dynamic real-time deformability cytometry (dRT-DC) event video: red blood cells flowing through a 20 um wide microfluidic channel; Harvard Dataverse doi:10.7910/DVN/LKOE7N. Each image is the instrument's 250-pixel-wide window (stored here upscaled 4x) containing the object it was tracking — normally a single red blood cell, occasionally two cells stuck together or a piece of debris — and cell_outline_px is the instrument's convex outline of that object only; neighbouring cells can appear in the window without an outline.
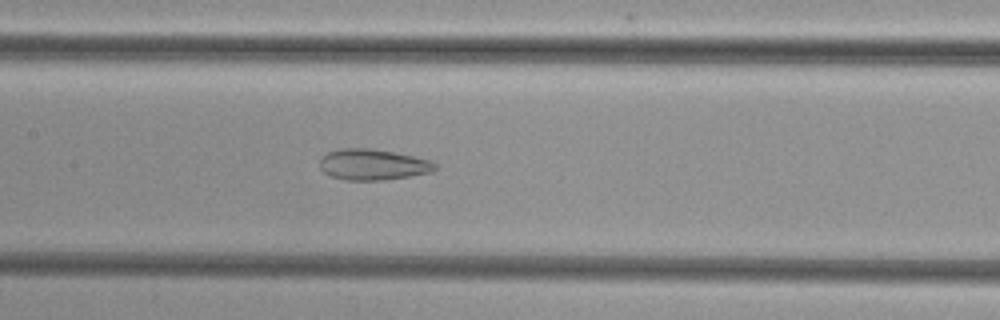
{"species": "common noctule bat (a hibernating species)", "species_latin": "Nyctalus noctula", "temperature_condition": "cold", "stored_images_in_passage": 52, "camera_frame_rate_fps": 3000, "um_per_image_px": 0.085, "animal": {"sex": "female", "body_mass_g": 29.2, "forearm_length_mm": 56.3}, "frame": {"image": 1, "passage_image": 25, "time_ms": 8.0, "image_size_px": [1000, 320], "cell_outline_px": [[436, 168], [432, 172], [384, 180], [344, 180], [332, 176], [324, 172], [320, 168], [320, 156], [328, 152], [340, 148], [372, 148], [432, 160], [436, 164]], "centroid_in_image_um": [31.67, 13.98], "position_along_channel_um": 175.7, "area_um2": 20.81}}
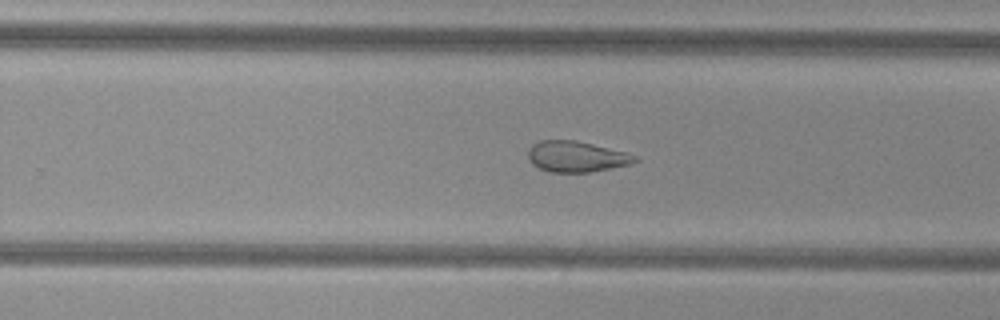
{"frame": {"image": 2, "passage_image": 33, "time_ms": 10.667, "image_size_px": [1000, 320], "cell_outline_px": [[640, 160], [632, 164], [612, 168], [588, 172], [548, 172], [532, 164], [528, 156], [528, 148], [532, 144], [540, 140], [576, 140], [628, 152], [640, 156]], "centroid_in_image_um": [49.05, 13.3], "position_along_channel_um": 280.8, "area_um2": 19.54}}
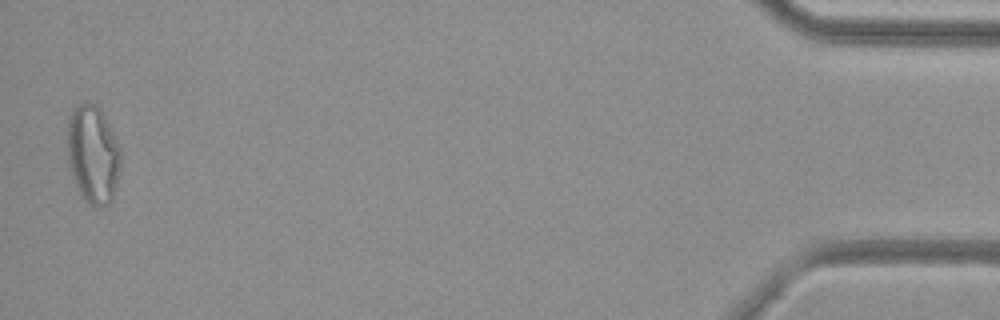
{"frame": {"image": 3, "passage_image": 51, "time_ms": 16.667, "image_size_px": [1000, 320], "cell_outline_px": [[120, 168], [112, 200], [108, 204], [100, 208], [96, 208], [84, 200], [72, 176], [68, 164], [68, 120], [72, 112], [80, 104], [88, 100], [96, 104], [100, 108], [120, 148]], "centroid_in_image_um": [7.9, 13.14], "position_along_channel_um": 427.3, "area_um2": 30.35}}